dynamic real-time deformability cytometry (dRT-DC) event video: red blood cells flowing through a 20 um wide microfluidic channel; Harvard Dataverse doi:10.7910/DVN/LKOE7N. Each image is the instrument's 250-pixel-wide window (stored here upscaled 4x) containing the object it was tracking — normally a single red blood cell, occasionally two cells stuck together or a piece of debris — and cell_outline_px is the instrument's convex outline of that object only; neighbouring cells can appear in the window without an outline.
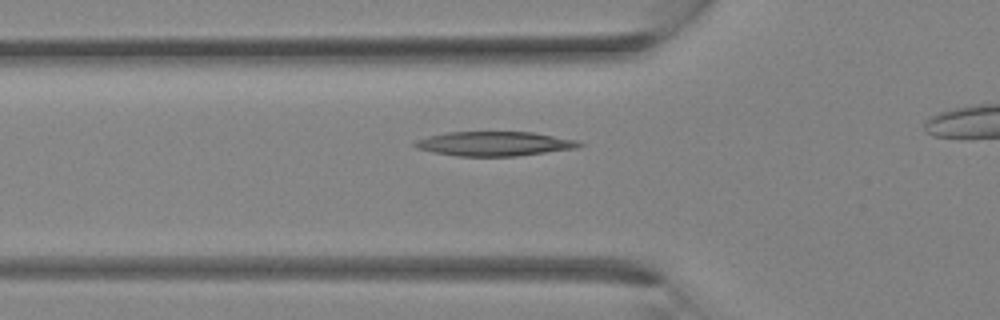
{"species": "Egyptian fruit bat (a non-hibernating species)", "species_latin": "Rousettus aegyptiacus", "temperature_condition": "room temperature", "stored_images_in_passage": 14, "camera_frame_rate_fps": 3000, "um_per_image_px": 0.085, "animal": {"sex": "female"}, "frame": {"image": 1, "passage_image": 8, "time_ms": 2.333, "image_size_px": [1000, 320], "cell_outline_px": [[584, 144], [580, 148], [516, 156], [456, 156], [432, 152], [416, 148], [412, 144], [416, 140], [428, 136], [448, 132], [532, 132], [576, 140]], "centroid_in_image_um": [42.02, 12.22], "position_along_channel_um": 83.8, "area_um2": 23.41}}
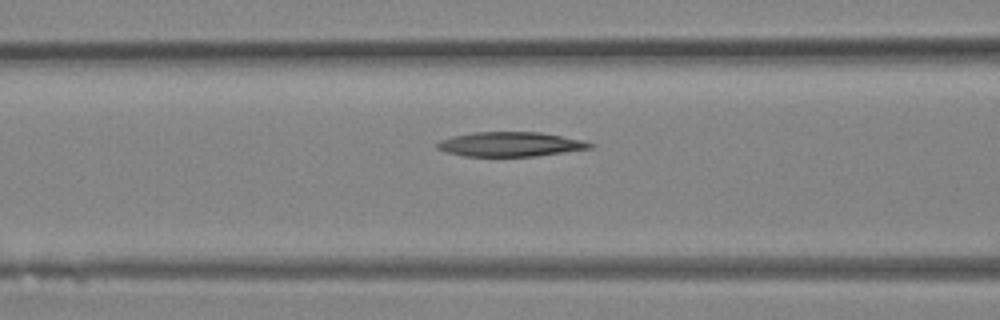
{"frame": {"image": 2, "passage_image": 10, "time_ms": 3.0, "image_size_px": [1000, 320], "cell_outline_px": [[596, 144], [592, 148], [536, 156], [464, 156], [444, 152], [436, 148], [436, 144], [440, 140], [452, 136], [472, 132], [540, 132], [584, 140]], "centroid_in_image_um": [43.37, 12.26], "position_along_channel_um": 123.2, "area_um2": 21.96}}
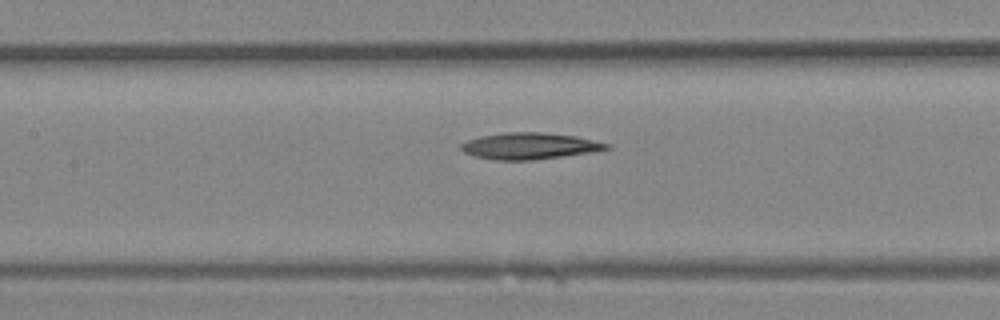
{"frame": {"image": 3, "passage_image": 12, "time_ms": 3.667, "image_size_px": [1000, 320], "cell_outline_px": [[612, 148], [592, 152], [564, 156], [532, 160], [496, 160], [476, 156], [464, 152], [460, 148], [460, 144], [468, 140], [480, 136], [504, 132], [540, 132], [576, 136], [612, 144]], "centroid_in_image_um": [45.05, 12.4], "position_along_channel_um": 162.4, "area_um2": 22.48}}